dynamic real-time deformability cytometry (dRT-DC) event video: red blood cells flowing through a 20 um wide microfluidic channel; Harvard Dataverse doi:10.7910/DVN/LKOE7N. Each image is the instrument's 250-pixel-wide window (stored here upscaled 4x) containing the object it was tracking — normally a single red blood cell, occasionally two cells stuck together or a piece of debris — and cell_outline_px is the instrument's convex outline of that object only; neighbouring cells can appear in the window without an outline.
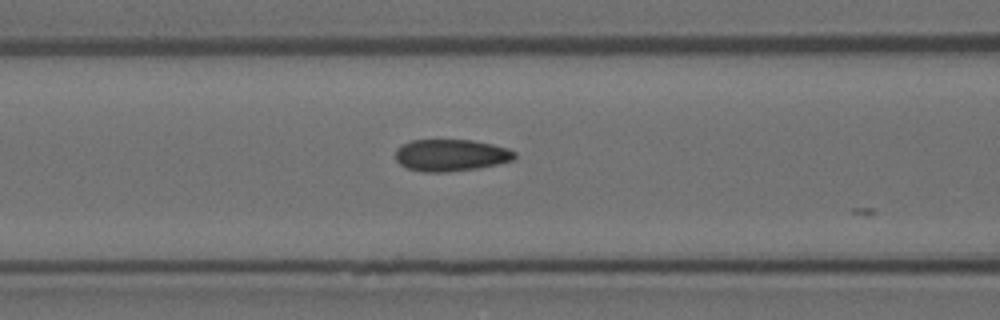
{"species": "Egyptian fruit bat (a non-hibernating species)", "species_latin": "Rousettus aegyptiacus", "temperature_condition": "room temperature", "stored_images_in_passage": 7, "camera_frame_rate_fps": 3000, "um_per_image_px": 0.085, "animal": {"sex": "female"}, "frame": {"image": 1, "passage_image": 6, "time_ms": 1.667, "image_size_px": [1000, 320], "cell_outline_px": [[516, 156], [512, 160], [496, 164], [476, 168], [448, 172], [420, 172], [408, 168], [400, 164], [396, 160], [396, 148], [412, 140], [472, 140], [492, 144], [508, 148], [516, 152]], "centroid_in_image_um": [38.32, 13.19], "position_along_channel_um": 128.3, "area_um2": 22.08}}